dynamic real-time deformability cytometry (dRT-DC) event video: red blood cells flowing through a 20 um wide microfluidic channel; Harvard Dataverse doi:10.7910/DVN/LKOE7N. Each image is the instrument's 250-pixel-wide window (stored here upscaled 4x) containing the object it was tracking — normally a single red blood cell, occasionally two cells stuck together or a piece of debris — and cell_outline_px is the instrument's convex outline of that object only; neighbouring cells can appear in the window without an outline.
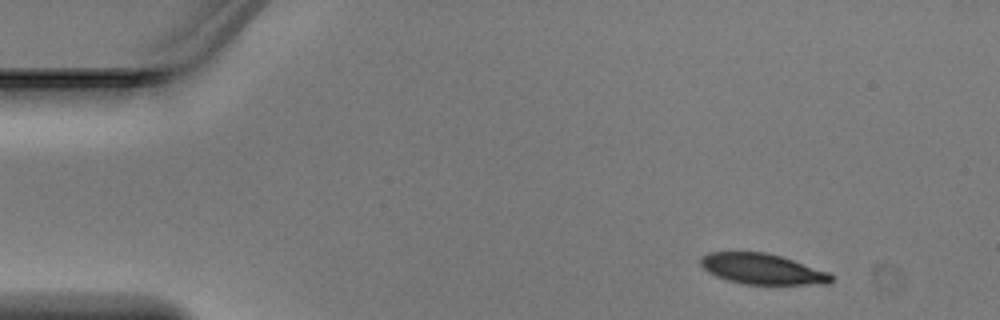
{"species": "Egyptian fruit bat (a non-hibernating species)", "species_latin": "Rousettus aegyptiacus", "temperature_condition": "warm", "stored_images_in_passage": 3, "camera_frame_rate_fps": 3000, "um_per_image_px": 0.085, "animal": {"sex": "male"}, "frame": {"image": 1, "passage_image": 1, "time_ms": 0.0, "image_size_px": [1000, 320], "cell_outline_px": [[832, 280], [828, 284], [744, 284], [728, 280], [716, 276], [708, 272], [700, 264], [700, 256], [708, 252], [764, 252], [780, 256], [828, 272], [832, 276]], "centroid_in_image_um": [64.74, 22.86], "position_along_channel_um": 20.3, "area_um2": 23.06}}